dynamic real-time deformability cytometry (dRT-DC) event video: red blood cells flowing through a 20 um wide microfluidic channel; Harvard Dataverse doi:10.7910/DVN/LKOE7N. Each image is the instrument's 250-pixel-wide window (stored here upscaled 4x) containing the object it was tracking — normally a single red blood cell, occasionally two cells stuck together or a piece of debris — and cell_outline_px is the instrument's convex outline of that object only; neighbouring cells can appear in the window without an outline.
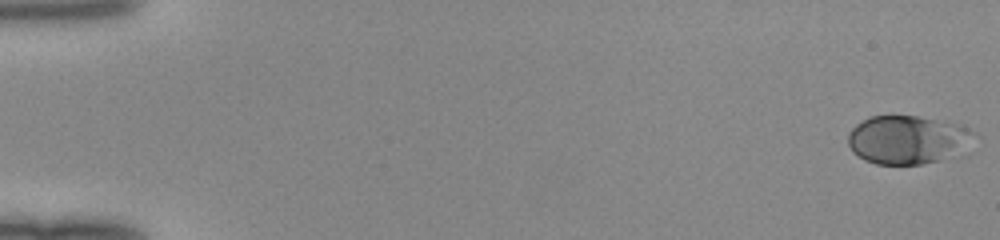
{"species": "human", "species_latin": "Homo sapiens", "temperature_condition": "room temperature", "stored_images_in_passage": 50, "camera_frame_rate_fps": 3000, "um_per_image_px": 0.085, "donor": {"sex": "female"}, "frame": {"image": 1, "passage_image": 1, "time_ms": 0.0, "image_size_px": [1000, 240], "cell_outline_px": [[980, 136], [972, 152], [968, 156], [920, 164], [876, 164], [864, 160], [852, 152], [848, 144], [848, 132], [856, 124], [868, 116], [916, 116], [956, 124], [968, 128], [976, 132]], "centroid_in_image_um": [77.33, 11.92], "position_along_channel_um": 7.7, "area_um2": 37.22}}
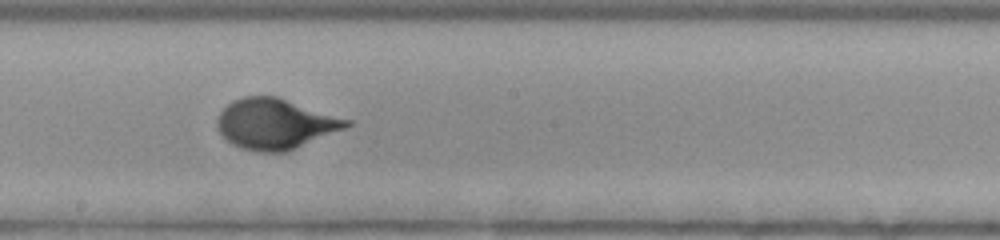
{"frame": {"image": 2, "passage_image": 29, "time_ms": 9.333, "image_size_px": [1000, 240], "cell_outline_px": [[352, 124], [344, 128], [284, 152], [256, 152], [240, 148], [232, 144], [216, 128], [216, 120], [220, 112], [232, 100], [244, 96], [276, 96], [352, 120]], "centroid_in_image_um": [23.35, 10.52], "position_along_channel_um": 224.8, "area_um2": 37.69}}
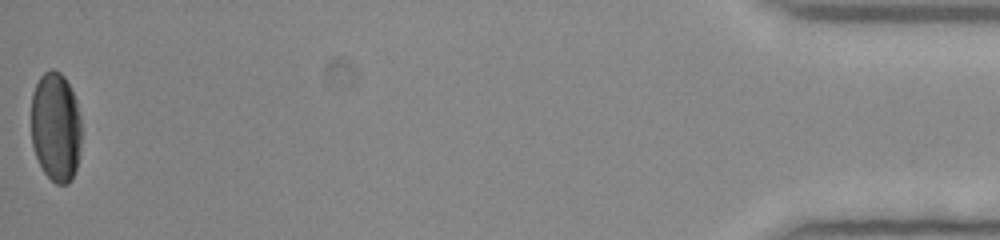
{"frame": {"image": 3, "passage_image": 50, "time_ms": 16.333, "image_size_px": [1000, 240], "cell_outline_px": [[80, 156], [72, 180], [68, 184], [56, 184], [44, 172], [36, 156], [32, 144], [32, 92], [40, 76], [44, 72], [52, 68], [60, 72], [64, 76], [76, 100], [80, 116]], "centroid_in_image_um": [4.74, 10.79], "position_along_channel_um": 430.5, "area_um2": 32.19}}